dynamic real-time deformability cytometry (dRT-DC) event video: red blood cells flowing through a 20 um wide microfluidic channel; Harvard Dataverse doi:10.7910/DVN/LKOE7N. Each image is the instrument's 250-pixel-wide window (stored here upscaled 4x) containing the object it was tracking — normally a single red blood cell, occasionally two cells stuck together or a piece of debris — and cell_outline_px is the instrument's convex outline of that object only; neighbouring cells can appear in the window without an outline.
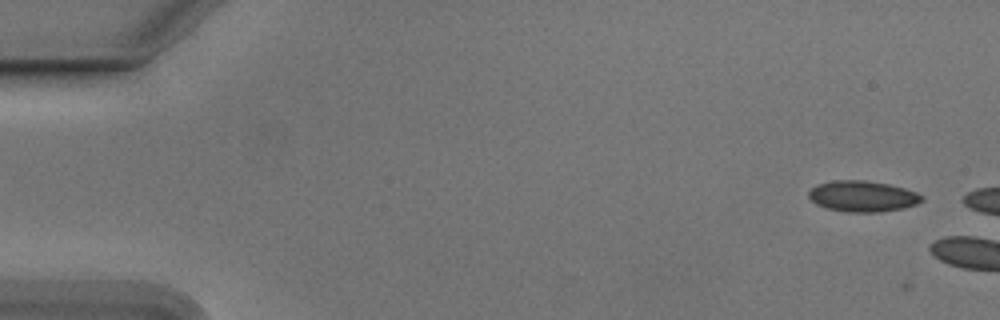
{"species": "Egyptian fruit bat (a non-hibernating species)", "species_latin": "Rousettus aegyptiacus", "temperature_condition": "cold", "stored_images_in_passage": 11, "camera_frame_rate_fps": 3000, "um_per_image_px": 0.085, "animal": {"sex": "male"}, "frame": {"image": 1, "passage_image": 4, "time_ms": 1.0, "image_size_px": [1000, 320], "cell_outline_px": [[924, 200], [916, 204], [904, 208], [880, 212], [848, 212], [828, 208], [816, 204], [808, 196], [808, 192], [816, 184], [832, 180], [864, 180], [888, 184], [904, 188], [916, 192], [924, 196]], "centroid_in_image_um": [73.33, 16.68], "position_along_channel_um": 11.7, "area_um2": 20.46}}